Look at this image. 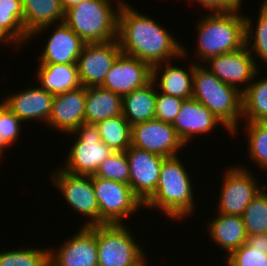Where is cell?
I'll list each match as a JSON object with an SVG mask.
<instances>
[{"mask_svg": "<svg viewBox=\"0 0 267 266\" xmlns=\"http://www.w3.org/2000/svg\"><path fill=\"white\" fill-rule=\"evenodd\" d=\"M128 1L122 3L118 12L117 40L123 54L147 62L151 67L156 64L188 60L185 45L166 29L167 27L138 12Z\"/></svg>", "mask_w": 267, "mask_h": 266, "instance_id": "6da1fadb", "label": "cell"}, {"mask_svg": "<svg viewBox=\"0 0 267 266\" xmlns=\"http://www.w3.org/2000/svg\"><path fill=\"white\" fill-rule=\"evenodd\" d=\"M179 156L165 158L156 191L143 203L144 208L157 209L168 219L184 221L195 212V185ZM195 202V203H194Z\"/></svg>", "mask_w": 267, "mask_h": 266, "instance_id": "7a4b0ae2", "label": "cell"}, {"mask_svg": "<svg viewBox=\"0 0 267 266\" xmlns=\"http://www.w3.org/2000/svg\"><path fill=\"white\" fill-rule=\"evenodd\" d=\"M237 9L225 13H207L197 20L196 64L230 53L245 46L244 14ZM200 60V61H198Z\"/></svg>", "mask_w": 267, "mask_h": 266, "instance_id": "3957f363", "label": "cell"}, {"mask_svg": "<svg viewBox=\"0 0 267 266\" xmlns=\"http://www.w3.org/2000/svg\"><path fill=\"white\" fill-rule=\"evenodd\" d=\"M192 98L206 106L232 133L233 138L239 135V124L242 123V93L219 80L203 64L195 63Z\"/></svg>", "mask_w": 267, "mask_h": 266, "instance_id": "277c9868", "label": "cell"}, {"mask_svg": "<svg viewBox=\"0 0 267 266\" xmlns=\"http://www.w3.org/2000/svg\"><path fill=\"white\" fill-rule=\"evenodd\" d=\"M121 4L120 0H85L65 12L64 22L85 43L112 41L117 39Z\"/></svg>", "mask_w": 267, "mask_h": 266, "instance_id": "5b68a950", "label": "cell"}, {"mask_svg": "<svg viewBox=\"0 0 267 266\" xmlns=\"http://www.w3.org/2000/svg\"><path fill=\"white\" fill-rule=\"evenodd\" d=\"M129 226L96 225L98 266H136L147 257Z\"/></svg>", "mask_w": 267, "mask_h": 266, "instance_id": "8992f818", "label": "cell"}, {"mask_svg": "<svg viewBox=\"0 0 267 266\" xmlns=\"http://www.w3.org/2000/svg\"><path fill=\"white\" fill-rule=\"evenodd\" d=\"M73 137L71 148L60 166L64 171L74 175L93 176L98 167L114 151L103 141L96 124H81L76 130L68 133ZM75 138V139H74Z\"/></svg>", "mask_w": 267, "mask_h": 266, "instance_id": "52a82bcc", "label": "cell"}, {"mask_svg": "<svg viewBox=\"0 0 267 266\" xmlns=\"http://www.w3.org/2000/svg\"><path fill=\"white\" fill-rule=\"evenodd\" d=\"M93 189L99 206V225L125 224L144 204L128 184L92 176Z\"/></svg>", "mask_w": 267, "mask_h": 266, "instance_id": "ba28073f", "label": "cell"}, {"mask_svg": "<svg viewBox=\"0 0 267 266\" xmlns=\"http://www.w3.org/2000/svg\"><path fill=\"white\" fill-rule=\"evenodd\" d=\"M246 165H233L226 167L219 191L216 213L226 215H239L244 213L246 207L266 185H259L258 177Z\"/></svg>", "mask_w": 267, "mask_h": 266, "instance_id": "9c48e42d", "label": "cell"}, {"mask_svg": "<svg viewBox=\"0 0 267 266\" xmlns=\"http://www.w3.org/2000/svg\"><path fill=\"white\" fill-rule=\"evenodd\" d=\"M50 177L52 185H55L56 190L69 205L67 207L78 215L87 217L82 227L99 225V206L93 189L92 176L74 175L59 167L51 172Z\"/></svg>", "mask_w": 267, "mask_h": 266, "instance_id": "30bf717a", "label": "cell"}, {"mask_svg": "<svg viewBox=\"0 0 267 266\" xmlns=\"http://www.w3.org/2000/svg\"><path fill=\"white\" fill-rule=\"evenodd\" d=\"M131 146L161 157L178 156L187 147L176 134L172 124L158 119L147 120L131 126Z\"/></svg>", "mask_w": 267, "mask_h": 266, "instance_id": "8fae6325", "label": "cell"}, {"mask_svg": "<svg viewBox=\"0 0 267 266\" xmlns=\"http://www.w3.org/2000/svg\"><path fill=\"white\" fill-rule=\"evenodd\" d=\"M203 65L219 80L243 93L253 81L258 68L245 45L239 50L209 58Z\"/></svg>", "mask_w": 267, "mask_h": 266, "instance_id": "7c38bea8", "label": "cell"}, {"mask_svg": "<svg viewBox=\"0 0 267 266\" xmlns=\"http://www.w3.org/2000/svg\"><path fill=\"white\" fill-rule=\"evenodd\" d=\"M121 53L117 39L104 43H85L77 61L81 86H102L107 73Z\"/></svg>", "mask_w": 267, "mask_h": 266, "instance_id": "4fadbf2b", "label": "cell"}, {"mask_svg": "<svg viewBox=\"0 0 267 266\" xmlns=\"http://www.w3.org/2000/svg\"><path fill=\"white\" fill-rule=\"evenodd\" d=\"M79 227L56 249L49 248L50 266H98L96 225Z\"/></svg>", "mask_w": 267, "mask_h": 266, "instance_id": "5bb4252c", "label": "cell"}, {"mask_svg": "<svg viewBox=\"0 0 267 266\" xmlns=\"http://www.w3.org/2000/svg\"><path fill=\"white\" fill-rule=\"evenodd\" d=\"M130 169L129 186L144 203L155 191L165 157L130 146L126 151Z\"/></svg>", "mask_w": 267, "mask_h": 266, "instance_id": "9a60e30c", "label": "cell"}, {"mask_svg": "<svg viewBox=\"0 0 267 266\" xmlns=\"http://www.w3.org/2000/svg\"><path fill=\"white\" fill-rule=\"evenodd\" d=\"M152 80V67L144 61L121 53L107 73L102 88L124 96Z\"/></svg>", "mask_w": 267, "mask_h": 266, "instance_id": "2e32d148", "label": "cell"}, {"mask_svg": "<svg viewBox=\"0 0 267 266\" xmlns=\"http://www.w3.org/2000/svg\"><path fill=\"white\" fill-rule=\"evenodd\" d=\"M218 125H222L227 133L232 136V133L206 106L193 98L183 101L180 112L172 124L176 134L185 146L190 142L192 143L199 134L198 139L203 134H211Z\"/></svg>", "mask_w": 267, "mask_h": 266, "instance_id": "e0dca14e", "label": "cell"}, {"mask_svg": "<svg viewBox=\"0 0 267 266\" xmlns=\"http://www.w3.org/2000/svg\"><path fill=\"white\" fill-rule=\"evenodd\" d=\"M86 87L54 95L50 118L46 126L67 134L85 123Z\"/></svg>", "mask_w": 267, "mask_h": 266, "instance_id": "ac0fdd59", "label": "cell"}, {"mask_svg": "<svg viewBox=\"0 0 267 266\" xmlns=\"http://www.w3.org/2000/svg\"><path fill=\"white\" fill-rule=\"evenodd\" d=\"M1 98V102L25 124L32 120L47 124L54 95L40 86L24 88Z\"/></svg>", "mask_w": 267, "mask_h": 266, "instance_id": "d6986e66", "label": "cell"}, {"mask_svg": "<svg viewBox=\"0 0 267 266\" xmlns=\"http://www.w3.org/2000/svg\"><path fill=\"white\" fill-rule=\"evenodd\" d=\"M38 64H77L85 42L63 21L54 24Z\"/></svg>", "mask_w": 267, "mask_h": 266, "instance_id": "ffe728a7", "label": "cell"}, {"mask_svg": "<svg viewBox=\"0 0 267 266\" xmlns=\"http://www.w3.org/2000/svg\"><path fill=\"white\" fill-rule=\"evenodd\" d=\"M180 67L169 62L159 63L152 67V81L159 92L183 100L193 97V76L195 62ZM163 64V65H162ZM174 64V65H173Z\"/></svg>", "mask_w": 267, "mask_h": 266, "instance_id": "44dd1931", "label": "cell"}, {"mask_svg": "<svg viewBox=\"0 0 267 266\" xmlns=\"http://www.w3.org/2000/svg\"><path fill=\"white\" fill-rule=\"evenodd\" d=\"M23 27L30 36L29 41L42 35L53 24L64 21L65 11L61 0H21Z\"/></svg>", "mask_w": 267, "mask_h": 266, "instance_id": "7402d4cb", "label": "cell"}, {"mask_svg": "<svg viewBox=\"0 0 267 266\" xmlns=\"http://www.w3.org/2000/svg\"><path fill=\"white\" fill-rule=\"evenodd\" d=\"M215 217L207 220L208 235L211 242L229 255L246 243L247 233L242 217L239 215H226L216 213ZM227 253V254H226Z\"/></svg>", "mask_w": 267, "mask_h": 266, "instance_id": "603a6c76", "label": "cell"}, {"mask_svg": "<svg viewBox=\"0 0 267 266\" xmlns=\"http://www.w3.org/2000/svg\"><path fill=\"white\" fill-rule=\"evenodd\" d=\"M36 66L39 86L53 95L81 86L77 64H39Z\"/></svg>", "mask_w": 267, "mask_h": 266, "instance_id": "cb8c5ba5", "label": "cell"}, {"mask_svg": "<svg viewBox=\"0 0 267 266\" xmlns=\"http://www.w3.org/2000/svg\"><path fill=\"white\" fill-rule=\"evenodd\" d=\"M157 87L151 80L145 86L122 97V115L132 126L155 119Z\"/></svg>", "mask_w": 267, "mask_h": 266, "instance_id": "d4e9b609", "label": "cell"}, {"mask_svg": "<svg viewBox=\"0 0 267 266\" xmlns=\"http://www.w3.org/2000/svg\"><path fill=\"white\" fill-rule=\"evenodd\" d=\"M122 96L99 87H86L85 123L98 122L122 115Z\"/></svg>", "mask_w": 267, "mask_h": 266, "instance_id": "484cf974", "label": "cell"}, {"mask_svg": "<svg viewBox=\"0 0 267 266\" xmlns=\"http://www.w3.org/2000/svg\"><path fill=\"white\" fill-rule=\"evenodd\" d=\"M0 34L17 51L29 41L23 27V8L21 0H0Z\"/></svg>", "mask_w": 267, "mask_h": 266, "instance_id": "4316f807", "label": "cell"}, {"mask_svg": "<svg viewBox=\"0 0 267 266\" xmlns=\"http://www.w3.org/2000/svg\"><path fill=\"white\" fill-rule=\"evenodd\" d=\"M258 73L242 93V121L267 122V76L259 78Z\"/></svg>", "mask_w": 267, "mask_h": 266, "instance_id": "83f0119b", "label": "cell"}, {"mask_svg": "<svg viewBox=\"0 0 267 266\" xmlns=\"http://www.w3.org/2000/svg\"><path fill=\"white\" fill-rule=\"evenodd\" d=\"M260 4L261 6L258 8L259 15L257 21L255 20L256 26L253 25L254 23L252 21L254 20L251 19L250 15H244L245 45L254 57L258 68L260 67V60L265 63L263 65L267 64V8L262 3Z\"/></svg>", "mask_w": 267, "mask_h": 266, "instance_id": "f1b7e54d", "label": "cell"}, {"mask_svg": "<svg viewBox=\"0 0 267 266\" xmlns=\"http://www.w3.org/2000/svg\"><path fill=\"white\" fill-rule=\"evenodd\" d=\"M96 125L101 141L114 152H125L131 146V125L123 115L102 120Z\"/></svg>", "mask_w": 267, "mask_h": 266, "instance_id": "f546056e", "label": "cell"}, {"mask_svg": "<svg viewBox=\"0 0 267 266\" xmlns=\"http://www.w3.org/2000/svg\"><path fill=\"white\" fill-rule=\"evenodd\" d=\"M242 122L240 130L246 134L249 162L252 160V164L267 173V122Z\"/></svg>", "mask_w": 267, "mask_h": 266, "instance_id": "4dcf8cb0", "label": "cell"}, {"mask_svg": "<svg viewBox=\"0 0 267 266\" xmlns=\"http://www.w3.org/2000/svg\"><path fill=\"white\" fill-rule=\"evenodd\" d=\"M0 266H50L49 247L0 249Z\"/></svg>", "mask_w": 267, "mask_h": 266, "instance_id": "1f68e13d", "label": "cell"}, {"mask_svg": "<svg viewBox=\"0 0 267 266\" xmlns=\"http://www.w3.org/2000/svg\"><path fill=\"white\" fill-rule=\"evenodd\" d=\"M241 217L247 236L267 233V182Z\"/></svg>", "mask_w": 267, "mask_h": 266, "instance_id": "d6a6232c", "label": "cell"}, {"mask_svg": "<svg viewBox=\"0 0 267 266\" xmlns=\"http://www.w3.org/2000/svg\"><path fill=\"white\" fill-rule=\"evenodd\" d=\"M96 177L129 185L130 169L125 152H114L96 171Z\"/></svg>", "mask_w": 267, "mask_h": 266, "instance_id": "836d02e7", "label": "cell"}, {"mask_svg": "<svg viewBox=\"0 0 267 266\" xmlns=\"http://www.w3.org/2000/svg\"><path fill=\"white\" fill-rule=\"evenodd\" d=\"M224 260L226 266H267V250L254 249L244 243Z\"/></svg>", "mask_w": 267, "mask_h": 266, "instance_id": "e575fe53", "label": "cell"}, {"mask_svg": "<svg viewBox=\"0 0 267 266\" xmlns=\"http://www.w3.org/2000/svg\"><path fill=\"white\" fill-rule=\"evenodd\" d=\"M22 124V120L0 102V138L13 146L21 137V129L24 126Z\"/></svg>", "mask_w": 267, "mask_h": 266, "instance_id": "d590c367", "label": "cell"}, {"mask_svg": "<svg viewBox=\"0 0 267 266\" xmlns=\"http://www.w3.org/2000/svg\"><path fill=\"white\" fill-rule=\"evenodd\" d=\"M183 99L164 94L157 90L155 119L173 124L180 112Z\"/></svg>", "mask_w": 267, "mask_h": 266, "instance_id": "8d00e7d4", "label": "cell"}, {"mask_svg": "<svg viewBox=\"0 0 267 266\" xmlns=\"http://www.w3.org/2000/svg\"><path fill=\"white\" fill-rule=\"evenodd\" d=\"M190 4L198 3L207 13H225L241 9L242 0H189ZM209 10V11H208Z\"/></svg>", "mask_w": 267, "mask_h": 266, "instance_id": "74e56055", "label": "cell"}, {"mask_svg": "<svg viewBox=\"0 0 267 266\" xmlns=\"http://www.w3.org/2000/svg\"><path fill=\"white\" fill-rule=\"evenodd\" d=\"M246 244L254 249L267 250V233L247 236Z\"/></svg>", "mask_w": 267, "mask_h": 266, "instance_id": "f35d334b", "label": "cell"}, {"mask_svg": "<svg viewBox=\"0 0 267 266\" xmlns=\"http://www.w3.org/2000/svg\"><path fill=\"white\" fill-rule=\"evenodd\" d=\"M85 0H61L63 10L66 12L68 9L82 3Z\"/></svg>", "mask_w": 267, "mask_h": 266, "instance_id": "ab89813d", "label": "cell"}, {"mask_svg": "<svg viewBox=\"0 0 267 266\" xmlns=\"http://www.w3.org/2000/svg\"><path fill=\"white\" fill-rule=\"evenodd\" d=\"M8 147H11V145L5 139L0 138V160H3L2 157L6 153L5 150H9L7 149Z\"/></svg>", "mask_w": 267, "mask_h": 266, "instance_id": "60d3db41", "label": "cell"}, {"mask_svg": "<svg viewBox=\"0 0 267 266\" xmlns=\"http://www.w3.org/2000/svg\"><path fill=\"white\" fill-rule=\"evenodd\" d=\"M0 44H1L0 46H2L4 44V45H7L9 47H13L1 34H0Z\"/></svg>", "mask_w": 267, "mask_h": 266, "instance_id": "b9f144b4", "label": "cell"}, {"mask_svg": "<svg viewBox=\"0 0 267 266\" xmlns=\"http://www.w3.org/2000/svg\"><path fill=\"white\" fill-rule=\"evenodd\" d=\"M148 255H147V257L142 261V262H140L138 265H136V266H149V265H147V264H149L148 262Z\"/></svg>", "mask_w": 267, "mask_h": 266, "instance_id": "7bdbcfd3", "label": "cell"}, {"mask_svg": "<svg viewBox=\"0 0 267 266\" xmlns=\"http://www.w3.org/2000/svg\"><path fill=\"white\" fill-rule=\"evenodd\" d=\"M262 4L267 8V0H263Z\"/></svg>", "mask_w": 267, "mask_h": 266, "instance_id": "ee69618b", "label": "cell"}]
</instances>
